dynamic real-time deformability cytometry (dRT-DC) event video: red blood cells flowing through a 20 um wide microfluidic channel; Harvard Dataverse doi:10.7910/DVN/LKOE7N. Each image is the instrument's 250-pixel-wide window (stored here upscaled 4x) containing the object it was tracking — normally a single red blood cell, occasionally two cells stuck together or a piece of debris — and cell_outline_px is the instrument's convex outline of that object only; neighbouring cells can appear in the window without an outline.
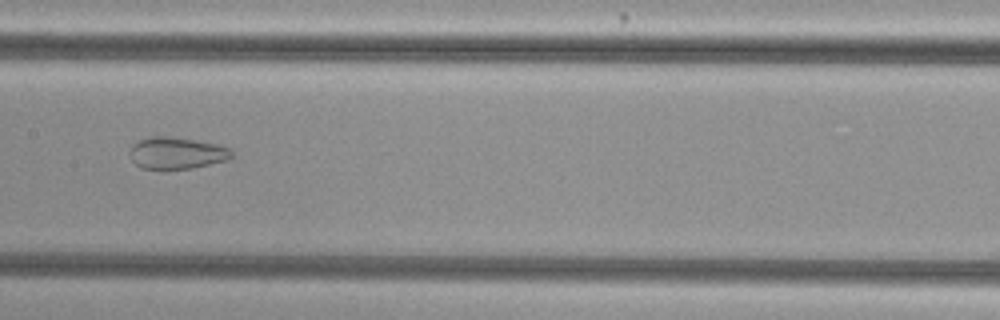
{"species": "common noctule bat (a hibernating species)", "species_latin": "Nyctalus noctula", "temperature_condition": "cold", "stored_images_in_passage": 52, "camera_frame_rate_fps": 3000, "um_per_image_px": 0.085, "animal": {"sex": "female", "body_mass_g": 29.2, "forearm_length_mm": 56.3}, "frame": {"image": 1, "passage_image": 26, "time_ms": 8.333, "image_size_px": [1000, 320], "cell_outline_px": [[236, 156], [228, 160], [192, 168], [140, 168], [132, 160], [128, 152], [132, 144], [148, 136], [164, 136], [192, 140], [216, 144], [232, 148]], "centroid_in_image_um": [15.05, 13.0], "position_along_channel_um": 192.4, "area_um2": 18.9}}
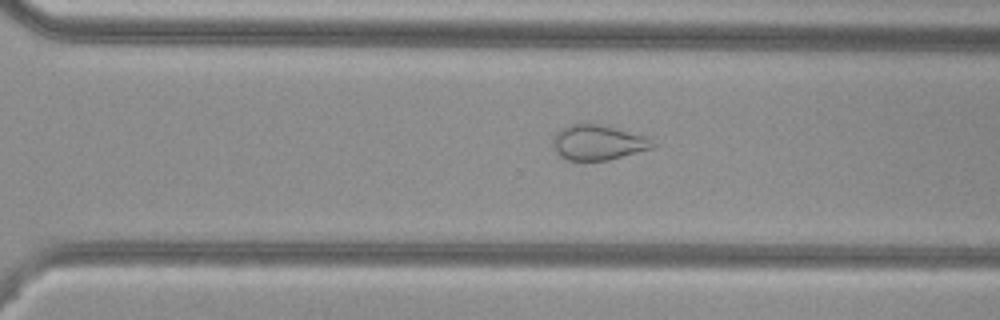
{"frame": {"image": 2, "passage_image": 36, "time_ms": 11.667, "image_size_px": [1000, 320], "cell_outline_px": [[656, 148], [608, 160], [568, 160], [560, 156], [556, 152], [552, 144], [552, 140], [556, 132], [560, 128], [572, 124], [600, 124], [648, 136], [656, 144]], "centroid_in_image_um": [50.87, 12.11], "position_along_channel_um": 319.7, "area_um2": 20.63}}
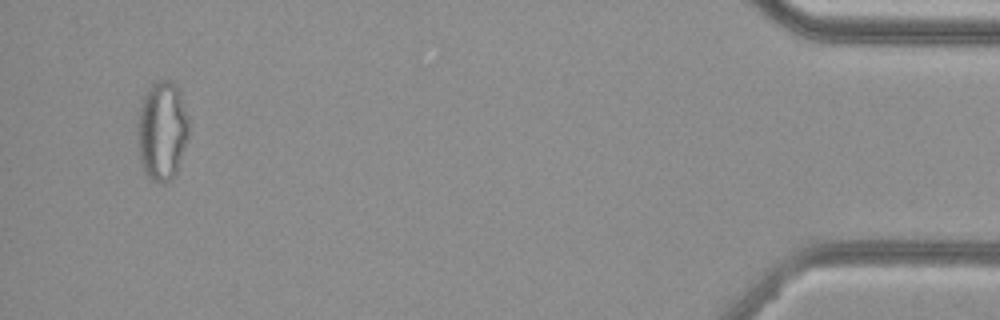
{"frame": {"image": 3, "passage_image": 50, "time_ms": 16.333, "image_size_px": [1000, 320], "cell_outline_px": [[188, 136], [176, 172], [164, 184], [152, 180], [144, 172], [140, 160], [136, 132], [140, 112], [144, 96], [148, 88], [152, 84], [160, 80], [168, 80], [180, 92], [188, 116]], "centroid_in_image_um": [13.76, 11.13], "position_along_channel_um": 421.4, "area_um2": 29.25}, "authors_computed_cell_mechanics": {"area_um2": 27.1371, "velocity_mm_per_s": 3.8274, "shape_relaxation_time_tau1_ms": null, "shape_relaxation_time_tau2_ms": 1.7371, "deformation_change_tau1": null, "deformation_change_tau2": 0.0878}}